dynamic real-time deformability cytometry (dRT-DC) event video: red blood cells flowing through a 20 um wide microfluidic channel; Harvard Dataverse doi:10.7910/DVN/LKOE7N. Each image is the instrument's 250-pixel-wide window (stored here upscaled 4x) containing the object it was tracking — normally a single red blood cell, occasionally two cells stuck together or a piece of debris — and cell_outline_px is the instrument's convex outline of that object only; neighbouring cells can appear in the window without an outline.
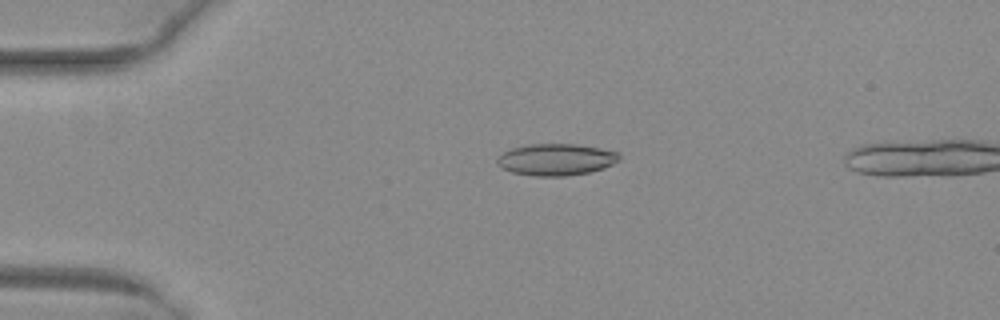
{"species": "common noctule bat (a hibernating species)", "species_latin": "Nyctalus noctula", "temperature_condition": "warm", "stored_images_in_passage": 52, "camera_frame_rate_fps": 3000, "um_per_image_px": 0.085, "animal": {"sex": "female", "body_mass_g": 29.2, "forearm_length_mm": 56.3}, "frame": {"image": 1, "passage_image": 13, "time_ms": 4.0, "image_size_px": [1000, 320], "cell_outline_px": [[620, 160], [604, 168], [588, 172], [564, 176], [532, 176], [512, 172], [496, 164], [496, 156], [512, 148], [528, 144], [576, 144], [600, 148], [620, 152]], "centroid_in_image_um": [47.26, 13.55], "position_along_channel_um": 37.7, "area_um2": 22.66}}
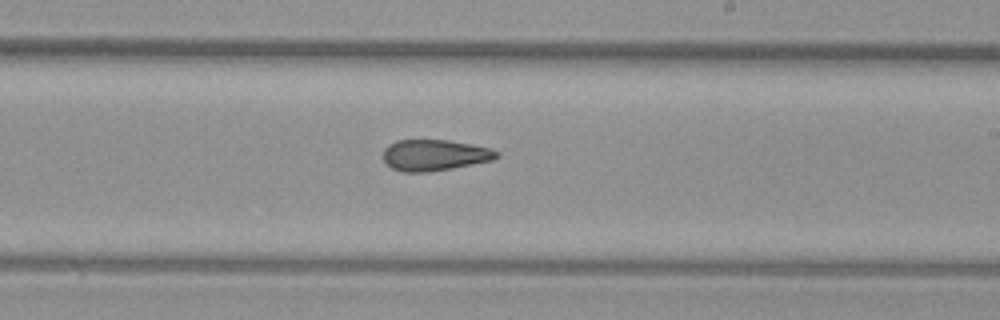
{"frame": {"image": 2, "passage_image": 32, "time_ms": 10.333, "image_size_px": [1000, 320], "cell_outline_px": [[500, 156], [492, 160], [452, 168], [428, 172], [404, 172], [392, 168], [384, 164], [384, 148], [388, 144], [396, 140], [448, 140], [472, 144], [492, 148], [500, 152]], "centroid_in_image_um": [36.94, 13.18], "position_along_channel_um": 252.1, "area_um2": 20.75}}
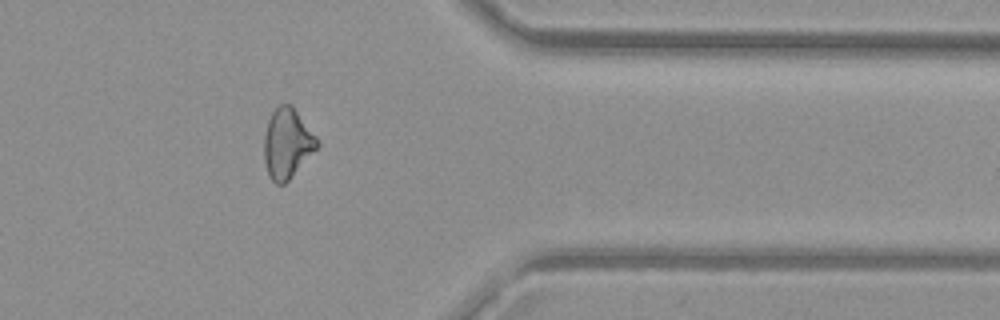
{"frame": {"image": 3, "passage_image": 43, "time_ms": 14.0, "image_size_px": [1000, 320], "cell_outline_px": [[320, 144], [288, 180], [284, 184], [276, 184], [272, 180], [268, 172], [264, 160], [264, 136], [268, 120], [272, 112], [280, 104], [292, 104], [316, 136]], "centroid_in_image_um": [24.4, 12.16], "position_along_channel_um": 387.0, "area_um2": 21.33}}